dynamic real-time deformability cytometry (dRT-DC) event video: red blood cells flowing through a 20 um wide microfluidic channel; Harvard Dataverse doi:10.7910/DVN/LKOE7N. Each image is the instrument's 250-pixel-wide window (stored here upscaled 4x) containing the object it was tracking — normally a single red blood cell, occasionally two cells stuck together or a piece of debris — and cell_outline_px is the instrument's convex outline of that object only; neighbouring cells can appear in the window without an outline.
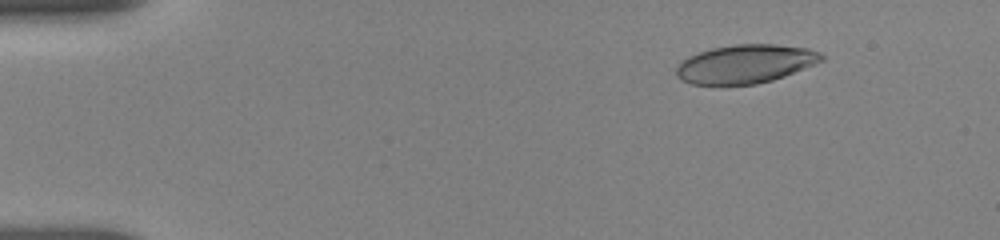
{"species": "human", "species_latin": "Homo sapiens", "temperature_condition": "room temperature", "stored_images_in_passage": 11, "camera_frame_rate_fps": 3000, "um_per_image_px": 0.085, "donor": {"sex": "female"}, "frame": {"image": 1, "passage_image": 4, "time_ms": 2.0, "image_size_px": [1000, 240], "cell_outline_px": [[824, 60], [784, 76], [772, 80], [756, 84], [692, 84], [680, 80], [676, 76], [676, 68], [688, 56], [712, 48], [736, 44], [772, 44], [808, 48], [820, 52], [824, 56]], "centroid_in_image_um": [63.36, 5.43], "position_along_channel_um": 21.6, "area_um2": 32.43}}
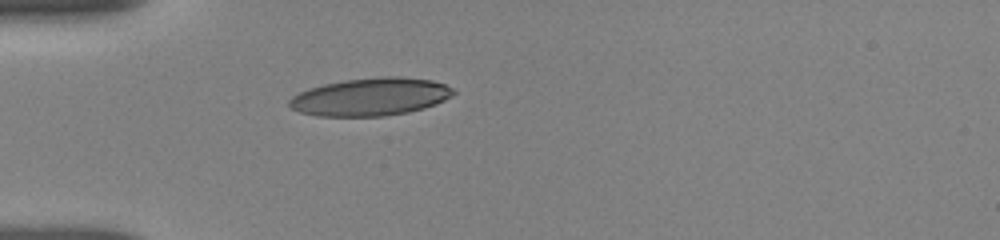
{"frame": {"image": 2, "passage_image": 9, "time_ms": 5.0, "image_size_px": [1000, 240], "cell_outline_px": [[456, 92], [452, 96], [436, 104], [424, 108], [408, 112], [384, 116], [316, 116], [300, 112], [292, 108], [288, 104], [288, 100], [292, 96], [308, 88], [324, 84], [344, 80], [384, 76], [400, 76], [432, 80], [444, 84], [452, 88]], "centroid_in_image_um": [31.5, 8.23], "position_along_channel_um": 53.5, "area_um2": 36.24}}
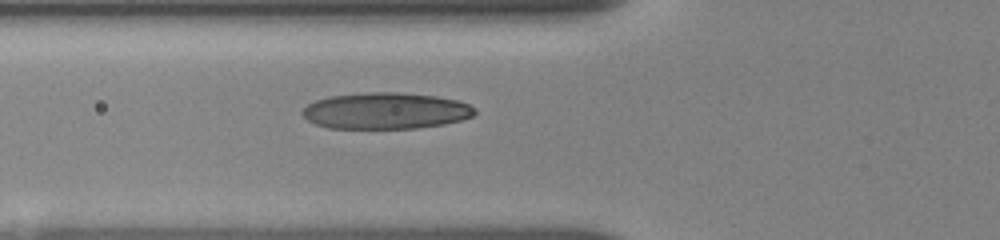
{"frame": {"image": 3, "passage_image": 11, "time_ms": 6.333, "image_size_px": [1000, 240], "cell_outline_px": [[476, 112], [472, 116], [460, 120], [444, 124], [416, 128], [328, 128], [316, 124], [308, 120], [300, 112], [308, 104], [316, 100], [328, 96], [368, 92], [396, 92], [436, 96], [456, 100], [468, 104], [476, 108]], "centroid_in_image_um": [32.77, 9.41], "position_along_channel_um": 93.0, "area_um2": 36.47}}